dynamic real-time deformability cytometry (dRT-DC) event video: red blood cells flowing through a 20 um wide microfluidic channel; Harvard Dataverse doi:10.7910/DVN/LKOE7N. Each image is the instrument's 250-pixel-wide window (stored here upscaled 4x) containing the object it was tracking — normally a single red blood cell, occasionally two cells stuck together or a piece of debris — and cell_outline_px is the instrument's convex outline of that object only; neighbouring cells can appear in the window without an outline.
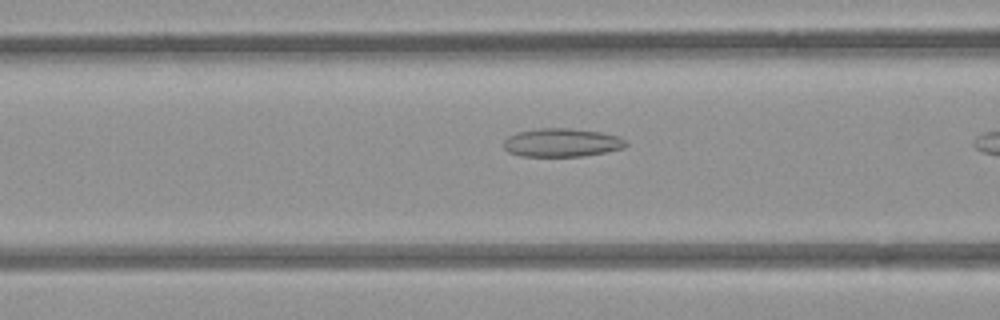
{"species": "common noctule bat (a hibernating species)", "species_latin": "Nyctalus noctula", "temperature_condition": "room temperature", "stored_images_in_passage": 34, "camera_frame_rate_fps": 3000, "um_per_image_px": 0.085, "animal": {"sex": "female", "body_mass_g": 21.9}, "frame": {"image": 1, "passage_image": 14, "time_ms": 4.333, "image_size_px": [1000, 320], "cell_outline_px": [[628, 144], [624, 148], [604, 152], [580, 156], [520, 156], [508, 152], [504, 148], [504, 140], [508, 136], [516, 132], [540, 128], [568, 128], [600, 132], [620, 136]], "centroid_in_image_um": [47.73, 12.12], "position_along_channel_um": 118.9, "area_um2": 20.23}}
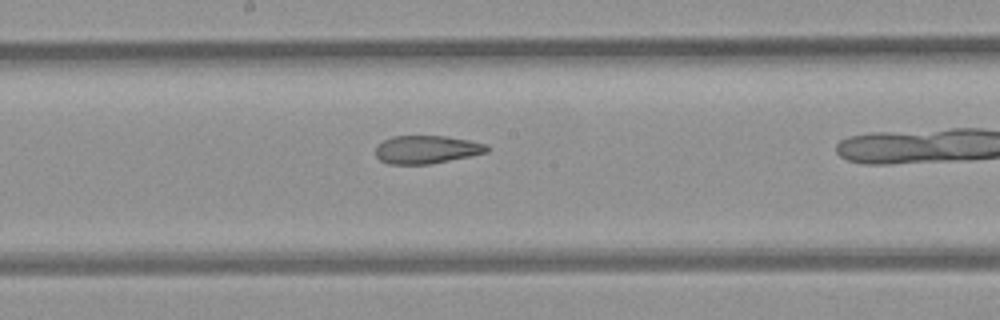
{"frame": {"image": 2, "passage_image": 21, "time_ms": 6.667, "image_size_px": [1000, 320], "cell_outline_px": [[488, 152], [428, 164], [388, 164], [380, 160], [376, 156], [376, 148], [384, 140], [392, 136], [444, 136], [468, 140], [484, 144], [488, 148]], "centroid_in_image_um": [36.22, 12.71], "position_along_channel_um": 212.0, "area_um2": 17.86}}
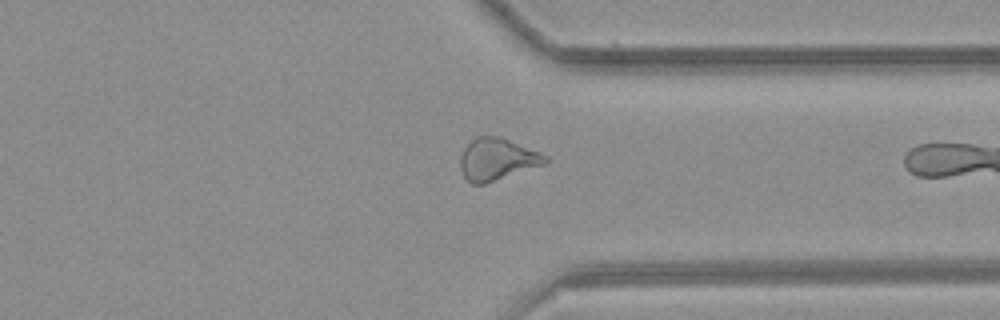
{"frame": {"image": 3, "passage_image": 33, "time_ms": 10.667, "image_size_px": [1000, 320], "cell_outline_px": [[548, 160], [544, 164], [484, 184], [472, 184], [464, 176], [460, 168], [460, 156], [464, 148], [476, 136], [496, 136], [508, 140], [540, 152], [548, 156]], "centroid_in_image_um": [42.23, 13.54], "position_along_channel_um": 369.2, "area_um2": 20.46}}